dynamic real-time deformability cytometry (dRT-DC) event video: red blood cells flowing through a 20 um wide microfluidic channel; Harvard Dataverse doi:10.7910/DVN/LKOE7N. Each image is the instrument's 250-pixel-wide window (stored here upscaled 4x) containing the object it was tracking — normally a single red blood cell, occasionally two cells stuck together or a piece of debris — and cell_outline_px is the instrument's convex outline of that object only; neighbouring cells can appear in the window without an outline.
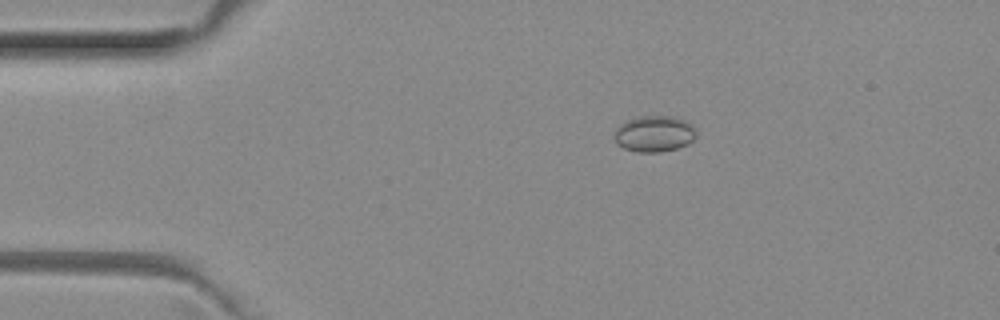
{"species": "common noctule bat (a hibernating species)", "species_latin": "Nyctalus noctula", "temperature_condition": "room temperature", "stored_images_in_passage": 47, "camera_frame_rate_fps": 3000, "um_per_image_px": 0.085, "animal": {"sex": "female", "body_mass_g": 29.2, "forearm_length_mm": 56.3}, "frame": {"image": 1, "passage_image": 5, "time_ms": 1.333, "image_size_px": [1000, 320], "cell_outline_px": [[696, 136], [688, 144], [676, 148], [660, 152], [636, 152], [624, 148], [616, 144], [612, 136], [616, 128], [620, 124], [628, 120], [640, 116], [676, 116], [692, 124], [696, 128]], "centroid_in_image_um": [55.6, 11.37], "position_along_channel_um": 29.4, "area_um2": 17.51}}
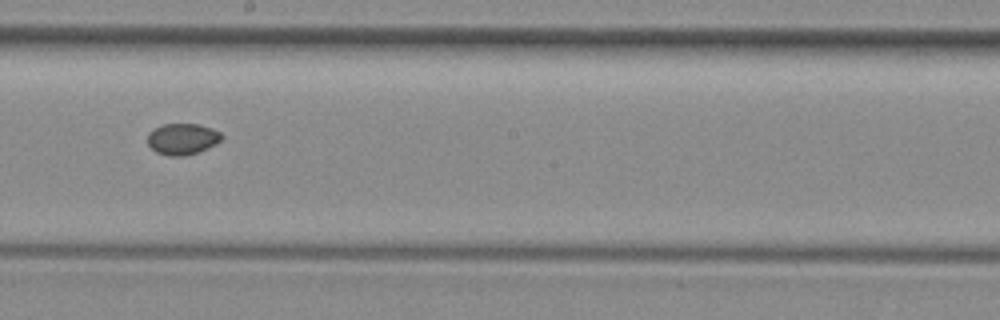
{"frame": {"image": 2, "passage_image": 24, "time_ms": 7.667, "image_size_px": [1000, 320], "cell_outline_px": [[224, 136], [216, 144], [208, 148], [184, 156], [168, 156], [156, 152], [148, 144], [148, 132], [164, 124], [200, 124], [212, 128], [220, 132]], "centroid_in_image_um": [15.52, 11.81], "position_along_channel_um": 232.7, "area_um2": 13.47}}
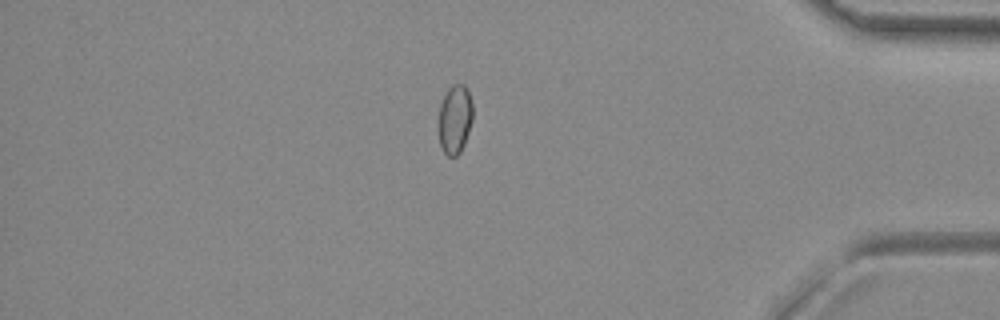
{"frame": {"image": 3, "passage_image": 39, "time_ms": 12.667, "image_size_px": [1000, 320], "cell_outline_px": [[472, 120], [464, 144], [460, 152], [456, 156], [448, 156], [440, 148], [440, 104], [448, 88], [452, 84], [464, 84], [468, 88], [472, 100]], "centroid_in_image_um": [38.69, 10.1], "position_along_channel_um": 396.5, "area_um2": 13.64}}